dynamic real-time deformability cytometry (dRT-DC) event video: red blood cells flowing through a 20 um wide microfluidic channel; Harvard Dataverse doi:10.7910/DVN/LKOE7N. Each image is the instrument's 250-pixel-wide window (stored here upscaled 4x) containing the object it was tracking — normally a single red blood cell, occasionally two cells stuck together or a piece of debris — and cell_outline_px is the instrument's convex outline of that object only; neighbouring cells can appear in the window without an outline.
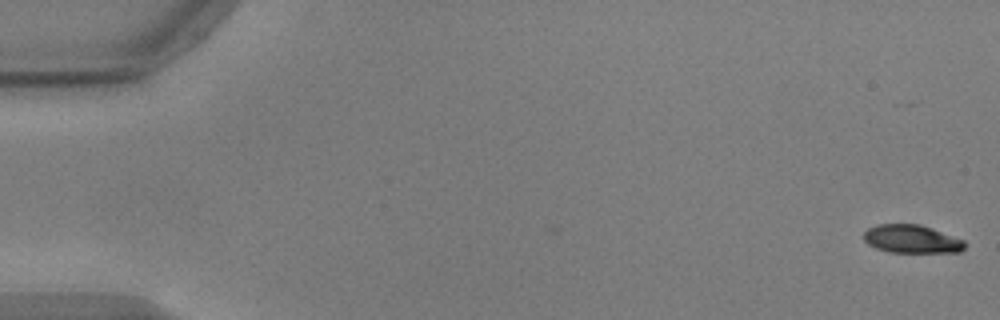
{"species": "common noctule bat (a hibernating species)", "species_latin": "Nyctalus noctula", "temperature_condition": "warm", "stored_images_in_passage": 55, "camera_frame_rate_fps": 3000, "um_per_image_px": 0.085, "animal": {"sex": "male", "body_mass_g": 17.9, "forearm_length_mm": 54.2}, "frame": {"image": 1, "passage_image": 1, "time_ms": 0.0, "image_size_px": [1000, 320], "cell_outline_px": [[964, 248], [960, 252], [888, 252], [876, 248], [868, 244], [864, 240], [864, 232], [868, 228], [876, 224], [920, 224], [932, 228], [964, 240]], "centroid_in_image_um": [77.47, 20.31], "position_along_channel_um": 7.5, "area_um2": 16.59}}
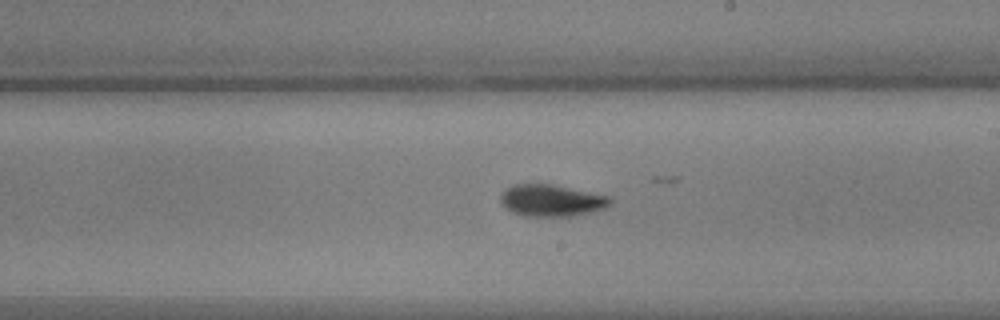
{"frame": {"image": 2, "passage_image": 32, "time_ms": 10.333, "image_size_px": [1000, 320], "cell_outline_px": [[612, 204], [604, 208], [572, 216], [524, 216], [512, 212], [504, 208], [500, 200], [500, 196], [508, 188], [516, 184], [552, 184], [608, 196], [612, 200]], "centroid_in_image_um": [46.86, 17.05], "position_along_channel_um": 242.1, "area_um2": 20.11}}
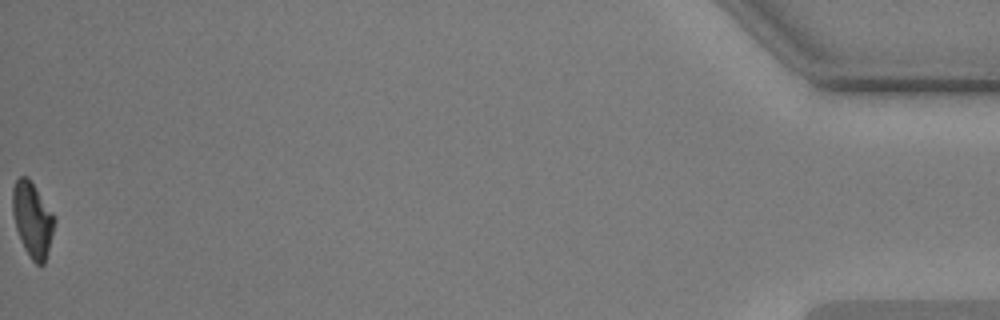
{"frame": {"image": 3, "passage_image": 55, "time_ms": 18.0, "image_size_px": [1000, 320], "cell_outline_px": [[56, 220], [48, 252], [44, 264], [36, 264], [28, 256], [20, 240], [16, 228], [12, 212], [12, 188], [16, 180], [20, 176], [28, 176], [56, 216]], "centroid_in_image_um": [2.76, 18.64], "position_along_channel_um": 432.4, "area_um2": 18.55}}